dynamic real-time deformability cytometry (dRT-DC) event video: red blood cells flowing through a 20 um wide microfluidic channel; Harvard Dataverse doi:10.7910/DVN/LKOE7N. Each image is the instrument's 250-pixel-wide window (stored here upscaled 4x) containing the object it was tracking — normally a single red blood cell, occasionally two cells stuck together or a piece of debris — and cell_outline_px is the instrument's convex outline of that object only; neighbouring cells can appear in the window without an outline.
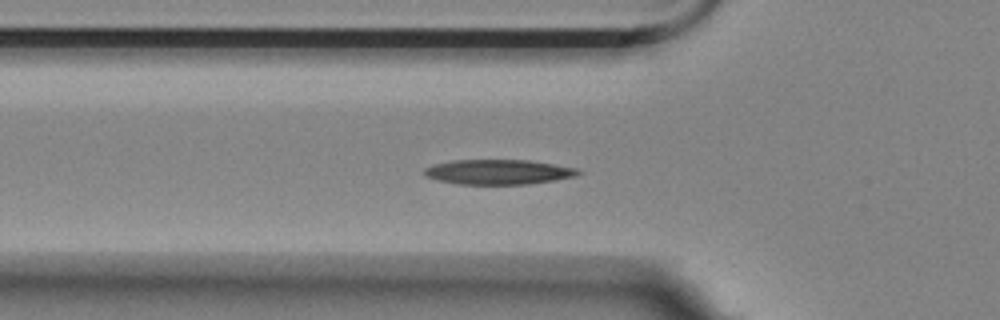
{"species": "Egyptian fruit bat (a non-hibernating species)", "species_latin": "Rousettus aegyptiacus", "temperature_condition": "room temperature", "stored_images_in_passage": 40, "camera_frame_rate_fps": 3000, "um_per_image_px": 0.085, "animal": {"sex": "female"}, "frame": {"image": 1, "passage_image": 2, "time_ms": 0.333, "image_size_px": [1000, 320], "cell_outline_px": [[584, 172], [576, 176], [528, 184], [456, 184], [436, 180], [424, 176], [424, 168], [432, 164], [452, 160], [528, 160], [576, 168]], "centroid_in_image_um": [42.3, 14.61], "position_along_channel_um": 83.5, "area_um2": 22.37}}
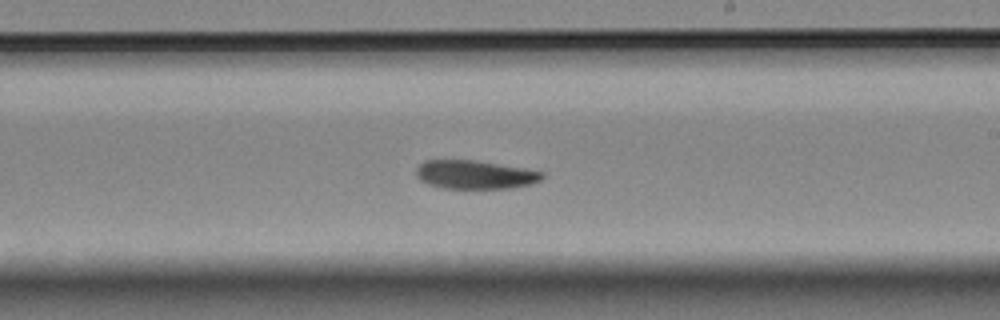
{"frame": {"image": 2, "passage_image": 16, "time_ms": 5.0, "image_size_px": [1000, 320], "cell_outline_px": [[544, 176], [540, 180], [532, 184], [512, 188], [444, 188], [428, 184], [420, 180], [416, 176], [416, 168], [424, 160], [476, 160], [524, 168], [544, 172]], "centroid_in_image_um": [40.37, 14.84], "position_along_channel_um": 248.6, "area_um2": 21.04}}
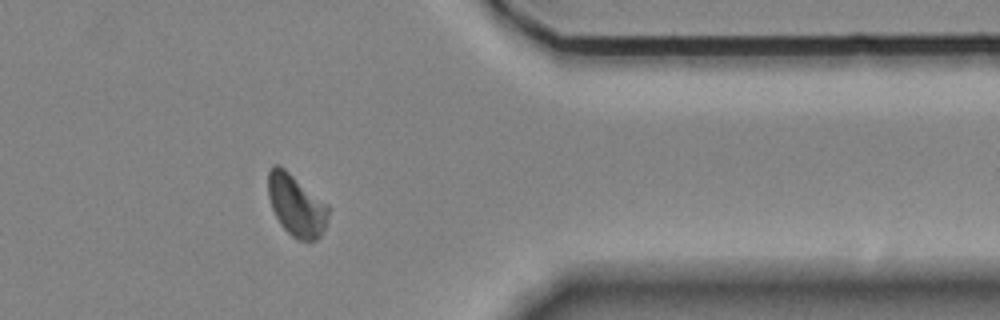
{"frame": {"image": 3, "passage_image": 29, "time_ms": 9.333, "image_size_px": [1000, 320], "cell_outline_px": [[328, 216], [324, 228], [320, 236], [316, 240], [296, 240], [280, 224], [272, 208], [268, 196], [268, 172], [272, 164], [280, 164], [328, 204]], "centroid_in_image_um": [25.17, 17.42], "position_along_channel_um": 386.2, "area_um2": 21.68}}